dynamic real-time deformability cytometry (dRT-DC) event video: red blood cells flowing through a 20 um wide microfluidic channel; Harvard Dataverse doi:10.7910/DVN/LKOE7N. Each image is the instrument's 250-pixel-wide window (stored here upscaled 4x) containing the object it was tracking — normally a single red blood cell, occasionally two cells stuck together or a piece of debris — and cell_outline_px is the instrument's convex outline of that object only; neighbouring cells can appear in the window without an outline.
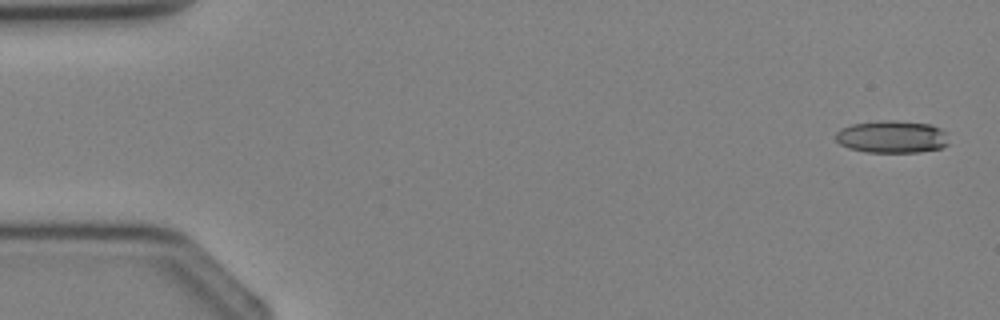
{"species": "Egyptian fruit bat (a non-hibernating species)", "species_latin": "Rousettus aegyptiacus", "temperature_condition": "cold", "stored_images_in_passage": 4, "camera_frame_rate_fps": 3000, "um_per_image_px": 0.085, "animal": {"sex": "female"}, "frame": {"image": 1, "passage_image": 1, "time_ms": 0.0, "image_size_px": [1000, 320], "cell_outline_px": [[948, 144], [940, 148], [920, 152], [864, 152], [848, 148], [840, 144], [836, 140], [836, 132], [840, 128], [852, 124], [880, 120], [892, 120], [928, 124], [940, 128], [948, 132]], "centroid_in_image_um": [75.81, 11.63], "position_along_channel_um": 9.2, "area_um2": 21.56}}
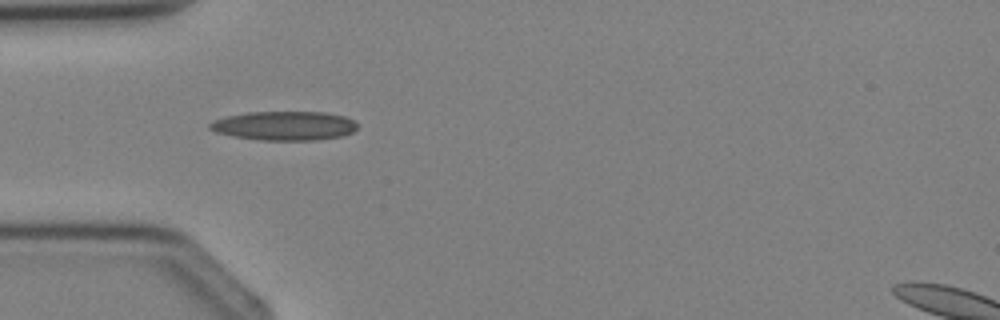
{"frame": {"image": 2, "passage_image": 4, "time_ms": 3.333, "image_size_px": [1000, 320], "cell_outline_px": [[356, 128], [352, 132], [344, 136], [316, 140], [260, 140], [232, 136], [216, 132], [208, 128], [208, 124], [212, 120], [228, 116], [248, 112], [324, 112], [344, 116], [352, 120], [356, 124]], "centroid_in_image_um": [24.14, 10.69], "position_along_channel_um": 60.9, "area_um2": 25.03}}